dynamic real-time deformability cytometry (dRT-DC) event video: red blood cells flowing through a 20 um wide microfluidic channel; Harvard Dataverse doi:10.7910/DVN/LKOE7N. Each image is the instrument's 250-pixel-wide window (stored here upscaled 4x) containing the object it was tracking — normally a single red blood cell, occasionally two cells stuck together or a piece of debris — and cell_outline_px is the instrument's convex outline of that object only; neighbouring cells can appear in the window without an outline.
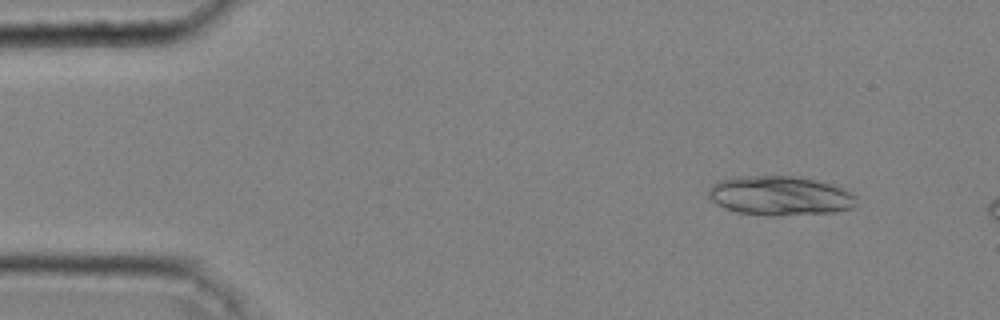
{"species": "common noctule bat (a hibernating species)", "species_latin": "Nyctalus noctula", "temperature_condition": "cold", "stored_images_in_passage": 8, "camera_frame_rate_fps": 3000, "um_per_image_px": 0.085, "animal": {"sex": "male", "body_mass_g": 20.4}, "frame": {"image": 1, "passage_image": 3, "time_ms": 0.667, "image_size_px": [1000, 320], "cell_outline_px": [[856, 208], [832, 212], [780, 216], [768, 216], [736, 212], [724, 208], [716, 204], [708, 196], [708, 188], [712, 184], [720, 180], [732, 176], [796, 176], [816, 180], [832, 184], [844, 188], [856, 196]], "centroid_in_image_um": [66.29, 16.64], "position_along_channel_um": 18.7, "area_um2": 34.45}}